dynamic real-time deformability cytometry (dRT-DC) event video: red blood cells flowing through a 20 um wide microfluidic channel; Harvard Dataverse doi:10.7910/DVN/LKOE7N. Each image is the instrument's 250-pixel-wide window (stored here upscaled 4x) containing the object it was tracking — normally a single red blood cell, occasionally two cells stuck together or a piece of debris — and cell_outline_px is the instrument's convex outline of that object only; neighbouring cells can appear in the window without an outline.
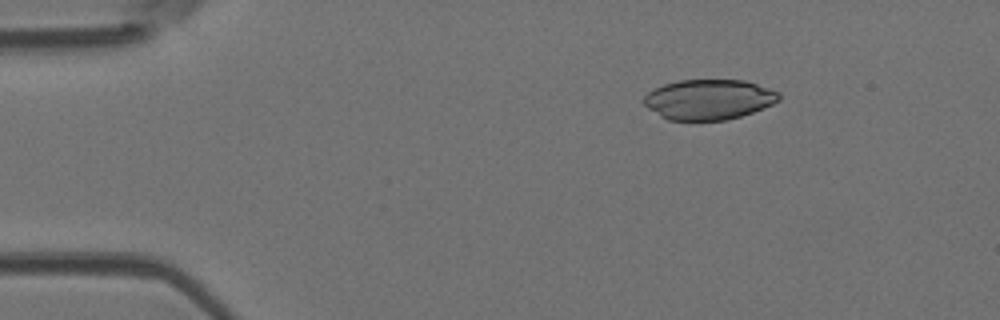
{"species": "Egyptian fruit bat (a non-hibernating species)", "species_latin": "Rousettus aegyptiacus", "temperature_condition": "room temperature", "stored_images_in_passage": 4, "camera_frame_rate_fps": 3000, "um_per_image_px": 0.085, "animal": {"sex": "female"}, "frame": {"image": 1, "passage_image": 2, "time_ms": 0.333, "image_size_px": [1000, 320], "cell_outline_px": [[780, 100], [772, 104], [752, 112], [740, 116], [724, 120], [668, 120], [660, 116], [648, 108], [644, 104], [644, 96], [648, 92], [664, 84], [680, 80], [744, 80], [780, 92]], "centroid_in_image_um": [60.24, 8.45], "position_along_channel_um": 24.8, "area_um2": 31.44}}